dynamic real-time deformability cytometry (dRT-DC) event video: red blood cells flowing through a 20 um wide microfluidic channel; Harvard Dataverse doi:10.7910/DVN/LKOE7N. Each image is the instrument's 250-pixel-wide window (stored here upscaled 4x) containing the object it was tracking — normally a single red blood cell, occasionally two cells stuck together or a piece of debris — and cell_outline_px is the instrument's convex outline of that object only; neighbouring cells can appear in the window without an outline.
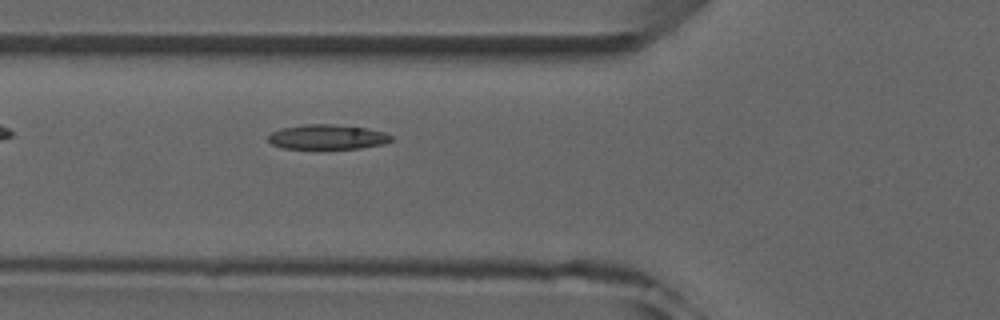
{"species": "common noctule bat (a hibernating species)", "species_latin": "Nyctalus noctula", "temperature_condition": "room temperature", "stored_images_in_passage": 6, "camera_frame_rate_fps": 3000, "um_per_image_px": 0.085, "animal": {"sex": "male", "forearm_length_mm": 52.5}, "frame": {"image": 1, "passage_image": 6, "time_ms": 5.667, "image_size_px": [1000, 320], "cell_outline_px": [[392, 140], [384, 144], [360, 148], [284, 148], [272, 144], [268, 140], [268, 136], [272, 132], [280, 128], [304, 124], [332, 124], [368, 128], [384, 132], [392, 136]], "centroid_in_image_um": [27.83, 11.63], "position_along_channel_um": 98.0, "area_um2": 17.69}}